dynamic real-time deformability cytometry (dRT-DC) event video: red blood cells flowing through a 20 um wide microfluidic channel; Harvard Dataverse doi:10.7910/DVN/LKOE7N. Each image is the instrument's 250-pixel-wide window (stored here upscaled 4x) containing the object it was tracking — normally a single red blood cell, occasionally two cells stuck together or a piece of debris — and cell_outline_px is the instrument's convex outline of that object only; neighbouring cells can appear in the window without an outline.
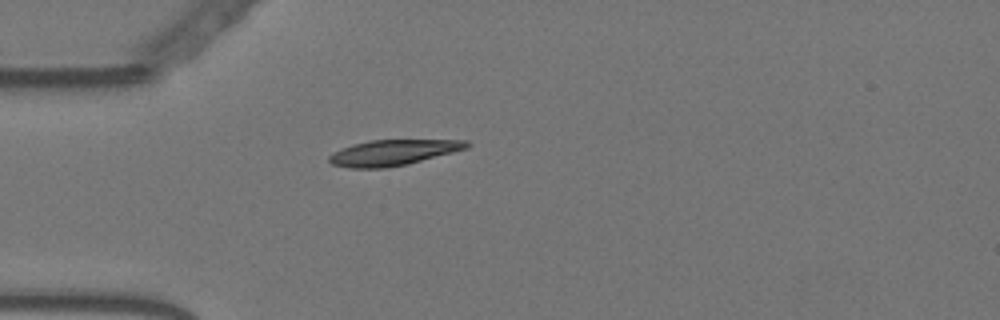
{"species": "Egyptian fruit bat (a non-hibernating species)", "species_latin": "Rousettus aegyptiacus", "temperature_condition": "warm", "stored_images_in_passage": 45, "camera_frame_rate_fps": 3000, "um_per_image_px": 0.085, "animal": {"sex": "female"}, "frame": {"image": 1, "passage_image": 4, "time_ms": 1.0, "image_size_px": [1000, 320], "cell_outline_px": [[472, 144], [468, 148], [408, 164], [384, 168], [352, 168], [332, 164], [328, 160], [328, 156], [352, 144], [368, 140], [468, 140]], "centroid_in_image_um": [33.45, 12.96], "position_along_channel_um": 51.6, "area_um2": 20.46}}
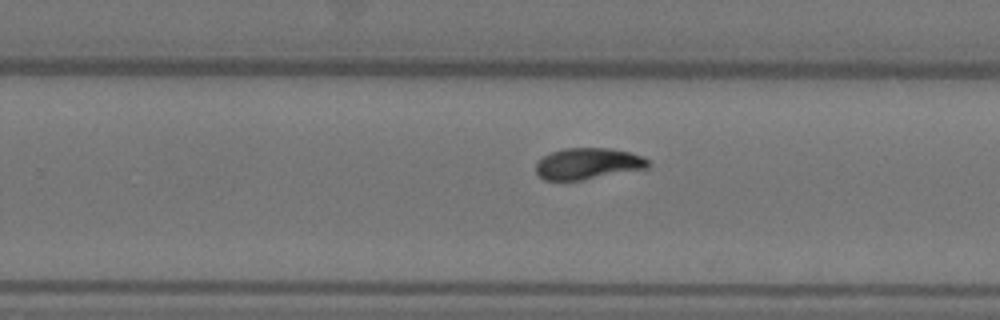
{"frame": {"image": 2, "passage_image": 24, "time_ms": 7.667, "image_size_px": [1000, 320], "cell_outline_px": [[648, 168], [580, 180], [544, 180], [536, 172], [536, 164], [544, 156], [552, 152], [564, 148], [608, 148], [628, 152], [644, 156], [648, 160]], "centroid_in_image_um": [49.97, 13.91], "position_along_channel_um": 279.8, "area_um2": 20.23}}
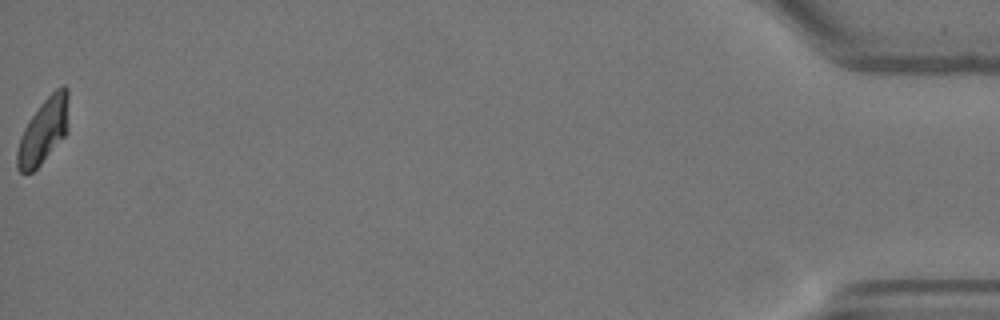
{"frame": {"image": 3, "passage_image": 45, "time_ms": 14.667, "image_size_px": [1000, 320], "cell_outline_px": [[68, 132], [40, 164], [32, 172], [20, 172], [16, 168], [16, 152], [20, 136], [28, 120], [40, 104], [56, 88], [64, 84], [68, 88]], "centroid_in_image_um": [3.69, 11.1], "position_along_channel_um": 431.5, "area_um2": 19.65}, "authors_computed_cell_mechanics": {"area_um2": 20.6346, "velocity_mm_per_s": 3.574, "shape_relaxation_time_tau1_ms": 4.3882, "shape_relaxation_time_tau2_ms": 1.6765, "deformation_change_tau1": 0.1567, "deformation_change_tau2": 0.0467}}